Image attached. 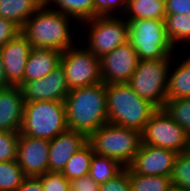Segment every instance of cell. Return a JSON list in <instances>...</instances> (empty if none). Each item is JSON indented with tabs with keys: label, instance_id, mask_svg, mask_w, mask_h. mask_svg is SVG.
Returning <instances> with one entry per match:
<instances>
[{
	"label": "cell",
	"instance_id": "25",
	"mask_svg": "<svg viewBox=\"0 0 190 191\" xmlns=\"http://www.w3.org/2000/svg\"><path fill=\"white\" fill-rule=\"evenodd\" d=\"M165 28L166 36L173 47L178 40L190 43V15L166 14Z\"/></svg>",
	"mask_w": 190,
	"mask_h": 191
},
{
	"label": "cell",
	"instance_id": "18",
	"mask_svg": "<svg viewBox=\"0 0 190 191\" xmlns=\"http://www.w3.org/2000/svg\"><path fill=\"white\" fill-rule=\"evenodd\" d=\"M61 56L62 52L54 49L32 47L25 67L24 82L50 74L60 65Z\"/></svg>",
	"mask_w": 190,
	"mask_h": 191
},
{
	"label": "cell",
	"instance_id": "7",
	"mask_svg": "<svg viewBox=\"0 0 190 191\" xmlns=\"http://www.w3.org/2000/svg\"><path fill=\"white\" fill-rule=\"evenodd\" d=\"M171 56L158 60H139L136 70L128 81L133 91L157 108L167 101L168 71Z\"/></svg>",
	"mask_w": 190,
	"mask_h": 191
},
{
	"label": "cell",
	"instance_id": "20",
	"mask_svg": "<svg viewBox=\"0 0 190 191\" xmlns=\"http://www.w3.org/2000/svg\"><path fill=\"white\" fill-rule=\"evenodd\" d=\"M125 14L128 20H165L166 5L160 0H127Z\"/></svg>",
	"mask_w": 190,
	"mask_h": 191
},
{
	"label": "cell",
	"instance_id": "34",
	"mask_svg": "<svg viewBox=\"0 0 190 191\" xmlns=\"http://www.w3.org/2000/svg\"><path fill=\"white\" fill-rule=\"evenodd\" d=\"M20 32L21 28L17 24L0 17V47H3Z\"/></svg>",
	"mask_w": 190,
	"mask_h": 191
},
{
	"label": "cell",
	"instance_id": "31",
	"mask_svg": "<svg viewBox=\"0 0 190 191\" xmlns=\"http://www.w3.org/2000/svg\"><path fill=\"white\" fill-rule=\"evenodd\" d=\"M44 191H70V181L61 172H50L37 176Z\"/></svg>",
	"mask_w": 190,
	"mask_h": 191
},
{
	"label": "cell",
	"instance_id": "37",
	"mask_svg": "<svg viewBox=\"0 0 190 191\" xmlns=\"http://www.w3.org/2000/svg\"><path fill=\"white\" fill-rule=\"evenodd\" d=\"M16 191H44L38 177L26 176Z\"/></svg>",
	"mask_w": 190,
	"mask_h": 191
},
{
	"label": "cell",
	"instance_id": "21",
	"mask_svg": "<svg viewBox=\"0 0 190 191\" xmlns=\"http://www.w3.org/2000/svg\"><path fill=\"white\" fill-rule=\"evenodd\" d=\"M168 75L167 99L190 98V56Z\"/></svg>",
	"mask_w": 190,
	"mask_h": 191
},
{
	"label": "cell",
	"instance_id": "10",
	"mask_svg": "<svg viewBox=\"0 0 190 191\" xmlns=\"http://www.w3.org/2000/svg\"><path fill=\"white\" fill-rule=\"evenodd\" d=\"M112 16H96L84 21L91 26L87 49L98 59L126 43L129 38L127 21Z\"/></svg>",
	"mask_w": 190,
	"mask_h": 191
},
{
	"label": "cell",
	"instance_id": "13",
	"mask_svg": "<svg viewBox=\"0 0 190 191\" xmlns=\"http://www.w3.org/2000/svg\"><path fill=\"white\" fill-rule=\"evenodd\" d=\"M24 102L65 101L69 88L64 69L60 64L43 78L23 82L20 86Z\"/></svg>",
	"mask_w": 190,
	"mask_h": 191
},
{
	"label": "cell",
	"instance_id": "35",
	"mask_svg": "<svg viewBox=\"0 0 190 191\" xmlns=\"http://www.w3.org/2000/svg\"><path fill=\"white\" fill-rule=\"evenodd\" d=\"M70 191H99V184L87 175L71 180Z\"/></svg>",
	"mask_w": 190,
	"mask_h": 191
},
{
	"label": "cell",
	"instance_id": "33",
	"mask_svg": "<svg viewBox=\"0 0 190 191\" xmlns=\"http://www.w3.org/2000/svg\"><path fill=\"white\" fill-rule=\"evenodd\" d=\"M126 1L127 0H94V17L110 16L118 6L122 7L123 13H125Z\"/></svg>",
	"mask_w": 190,
	"mask_h": 191
},
{
	"label": "cell",
	"instance_id": "32",
	"mask_svg": "<svg viewBox=\"0 0 190 191\" xmlns=\"http://www.w3.org/2000/svg\"><path fill=\"white\" fill-rule=\"evenodd\" d=\"M99 191H132L129 181V167H125L118 175L100 184Z\"/></svg>",
	"mask_w": 190,
	"mask_h": 191
},
{
	"label": "cell",
	"instance_id": "11",
	"mask_svg": "<svg viewBox=\"0 0 190 191\" xmlns=\"http://www.w3.org/2000/svg\"><path fill=\"white\" fill-rule=\"evenodd\" d=\"M139 57L129 41L100 58L104 84L128 83L137 68Z\"/></svg>",
	"mask_w": 190,
	"mask_h": 191
},
{
	"label": "cell",
	"instance_id": "30",
	"mask_svg": "<svg viewBox=\"0 0 190 191\" xmlns=\"http://www.w3.org/2000/svg\"><path fill=\"white\" fill-rule=\"evenodd\" d=\"M19 133L0 131V162L16 160Z\"/></svg>",
	"mask_w": 190,
	"mask_h": 191
},
{
	"label": "cell",
	"instance_id": "9",
	"mask_svg": "<svg viewBox=\"0 0 190 191\" xmlns=\"http://www.w3.org/2000/svg\"><path fill=\"white\" fill-rule=\"evenodd\" d=\"M60 64L69 90L102 82L100 59L86 48L71 46L62 52Z\"/></svg>",
	"mask_w": 190,
	"mask_h": 191
},
{
	"label": "cell",
	"instance_id": "14",
	"mask_svg": "<svg viewBox=\"0 0 190 191\" xmlns=\"http://www.w3.org/2000/svg\"><path fill=\"white\" fill-rule=\"evenodd\" d=\"M177 154L169 149L141 144L128 167L140 175L171 177Z\"/></svg>",
	"mask_w": 190,
	"mask_h": 191
},
{
	"label": "cell",
	"instance_id": "12",
	"mask_svg": "<svg viewBox=\"0 0 190 191\" xmlns=\"http://www.w3.org/2000/svg\"><path fill=\"white\" fill-rule=\"evenodd\" d=\"M49 140L19 134L16 161L25 176L37 177L49 171Z\"/></svg>",
	"mask_w": 190,
	"mask_h": 191
},
{
	"label": "cell",
	"instance_id": "4",
	"mask_svg": "<svg viewBox=\"0 0 190 191\" xmlns=\"http://www.w3.org/2000/svg\"><path fill=\"white\" fill-rule=\"evenodd\" d=\"M93 152L128 167L142 144L141 131L106 123L88 137Z\"/></svg>",
	"mask_w": 190,
	"mask_h": 191
},
{
	"label": "cell",
	"instance_id": "39",
	"mask_svg": "<svg viewBox=\"0 0 190 191\" xmlns=\"http://www.w3.org/2000/svg\"><path fill=\"white\" fill-rule=\"evenodd\" d=\"M167 191H188V190L171 184L170 187L167 189Z\"/></svg>",
	"mask_w": 190,
	"mask_h": 191
},
{
	"label": "cell",
	"instance_id": "3",
	"mask_svg": "<svg viewBox=\"0 0 190 191\" xmlns=\"http://www.w3.org/2000/svg\"><path fill=\"white\" fill-rule=\"evenodd\" d=\"M43 4L23 25L21 33L32 47L49 48L63 52L74 46L69 29V16L46 9ZM36 14V15H35Z\"/></svg>",
	"mask_w": 190,
	"mask_h": 191
},
{
	"label": "cell",
	"instance_id": "8",
	"mask_svg": "<svg viewBox=\"0 0 190 191\" xmlns=\"http://www.w3.org/2000/svg\"><path fill=\"white\" fill-rule=\"evenodd\" d=\"M142 144L165 148L176 153L188 149L189 135L164 108H158L141 131Z\"/></svg>",
	"mask_w": 190,
	"mask_h": 191
},
{
	"label": "cell",
	"instance_id": "22",
	"mask_svg": "<svg viewBox=\"0 0 190 191\" xmlns=\"http://www.w3.org/2000/svg\"><path fill=\"white\" fill-rule=\"evenodd\" d=\"M124 168L117 160L94 153L88 175L100 185L118 175Z\"/></svg>",
	"mask_w": 190,
	"mask_h": 191
},
{
	"label": "cell",
	"instance_id": "23",
	"mask_svg": "<svg viewBox=\"0 0 190 191\" xmlns=\"http://www.w3.org/2000/svg\"><path fill=\"white\" fill-rule=\"evenodd\" d=\"M52 3L60 8L57 11L81 20V23L94 18V0H44L47 6Z\"/></svg>",
	"mask_w": 190,
	"mask_h": 191
},
{
	"label": "cell",
	"instance_id": "36",
	"mask_svg": "<svg viewBox=\"0 0 190 191\" xmlns=\"http://www.w3.org/2000/svg\"><path fill=\"white\" fill-rule=\"evenodd\" d=\"M165 5L166 14L190 15V0H168Z\"/></svg>",
	"mask_w": 190,
	"mask_h": 191
},
{
	"label": "cell",
	"instance_id": "28",
	"mask_svg": "<svg viewBox=\"0 0 190 191\" xmlns=\"http://www.w3.org/2000/svg\"><path fill=\"white\" fill-rule=\"evenodd\" d=\"M163 108L190 136V98L167 99Z\"/></svg>",
	"mask_w": 190,
	"mask_h": 191
},
{
	"label": "cell",
	"instance_id": "5",
	"mask_svg": "<svg viewBox=\"0 0 190 191\" xmlns=\"http://www.w3.org/2000/svg\"><path fill=\"white\" fill-rule=\"evenodd\" d=\"M67 130L64 102H24L23 120L19 134L52 140Z\"/></svg>",
	"mask_w": 190,
	"mask_h": 191
},
{
	"label": "cell",
	"instance_id": "24",
	"mask_svg": "<svg viewBox=\"0 0 190 191\" xmlns=\"http://www.w3.org/2000/svg\"><path fill=\"white\" fill-rule=\"evenodd\" d=\"M93 154L92 146L87 143L69 159L61 173L69 181L87 176L89 174Z\"/></svg>",
	"mask_w": 190,
	"mask_h": 191
},
{
	"label": "cell",
	"instance_id": "38",
	"mask_svg": "<svg viewBox=\"0 0 190 191\" xmlns=\"http://www.w3.org/2000/svg\"><path fill=\"white\" fill-rule=\"evenodd\" d=\"M8 87H10V85L8 84V80L6 78L3 62H2L1 56H0V90L8 88Z\"/></svg>",
	"mask_w": 190,
	"mask_h": 191
},
{
	"label": "cell",
	"instance_id": "6",
	"mask_svg": "<svg viewBox=\"0 0 190 191\" xmlns=\"http://www.w3.org/2000/svg\"><path fill=\"white\" fill-rule=\"evenodd\" d=\"M128 41L136 50L139 60H158L171 55L174 47L166 36L165 20H126Z\"/></svg>",
	"mask_w": 190,
	"mask_h": 191
},
{
	"label": "cell",
	"instance_id": "16",
	"mask_svg": "<svg viewBox=\"0 0 190 191\" xmlns=\"http://www.w3.org/2000/svg\"><path fill=\"white\" fill-rule=\"evenodd\" d=\"M49 171L62 172L69 159L88 143V137L72 130L49 140Z\"/></svg>",
	"mask_w": 190,
	"mask_h": 191
},
{
	"label": "cell",
	"instance_id": "29",
	"mask_svg": "<svg viewBox=\"0 0 190 191\" xmlns=\"http://www.w3.org/2000/svg\"><path fill=\"white\" fill-rule=\"evenodd\" d=\"M171 182L172 185L190 191V153L188 151L176 155Z\"/></svg>",
	"mask_w": 190,
	"mask_h": 191
},
{
	"label": "cell",
	"instance_id": "26",
	"mask_svg": "<svg viewBox=\"0 0 190 191\" xmlns=\"http://www.w3.org/2000/svg\"><path fill=\"white\" fill-rule=\"evenodd\" d=\"M129 181L132 191H167L172 184L171 177L140 175L130 168Z\"/></svg>",
	"mask_w": 190,
	"mask_h": 191
},
{
	"label": "cell",
	"instance_id": "17",
	"mask_svg": "<svg viewBox=\"0 0 190 191\" xmlns=\"http://www.w3.org/2000/svg\"><path fill=\"white\" fill-rule=\"evenodd\" d=\"M24 113V98L20 87L0 90V131L19 133Z\"/></svg>",
	"mask_w": 190,
	"mask_h": 191
},
{
	"label": "cell",
	"instance_id": "2",
	"mask_svg": "<svg viewBox=\"0 0 190 191\" xmlns=\"http://www.w3.org/2000/svg\"><path fill=\"white\" fill-rule=\"evenodd\" d=\"M108 123L142 131L158 109L138 96L128 83L106 85Z\"/></svg>",
	"mask_w": 190,
	"mask_h": 191
},
{
	"label": "cell",
	"instance_id": "1",
	"mask_svg": "<svg viewBox=\"0 0 190 191\" xmlns=\"http://www.w3.org/2000/svg\"><path fill=\"white\" fill-rule=\"evenodd\" d=\"M64 103L68 130L89 137L108 122L106 84L103 82L69 90Z\"/></svg>",
	"mask_w": 190,
	"mask_h": 191
},
{
	"label": "cell",
	"instance_id": "15",
	"mask_svg": "<svg viewBox=\"0 0 190 191\" xmlns=\"http://www.w3.org/2000/svg\"><path fill=\"white\" fill-rule=\"evenodd\" d=\"M31 50V43L21 32L0 47L1 60L10 86L20 87L24 82L25 67Z\"/></svg>",
	"mask_w": 190,
	"mask_h": 191
},
{
	"label": "cell",
	"instance_id": "19",
	"mask_svg": "<svg viewBox=\"0 0 190 191\" xmlns=\"http://www.w3.org/2000/svg\"><path fill=\"white\" fill-rule=\"evenodd\" d=\"M44 4V0H0V17L20 28Z\"/></svg>",
	"mask_w": 190,
	"mask_h": 191
},
{
	"label": "cell",
	"instance_id": "27",
	"mask_svg": "<svg viewBox=\"0 0 190 191\" xmlns=\"http://www.w3.org/2000/svg\"><path fill=\"white\" fill-rule=\"evenodd\" d=\"M25 177L16 160L0 162V191H16Z\"/></svg>",
	"mask_w": 190,
	"mask_h": 191
},
{
	"label": "cell",
	"instance_id": "40",
	"mask_svg": "<svg viewBox=\"0 0 190 191\" xmlns=\"http://www.w3.org/2000/svg\"><path fill=\"white\" fill-rule=\"evenodd\" d=\"M187 151L190 153V136H189V142H188V149Z\"/></svg>",
	"mask_w": 190,
	"mask_h": 191
}]
</instances>
